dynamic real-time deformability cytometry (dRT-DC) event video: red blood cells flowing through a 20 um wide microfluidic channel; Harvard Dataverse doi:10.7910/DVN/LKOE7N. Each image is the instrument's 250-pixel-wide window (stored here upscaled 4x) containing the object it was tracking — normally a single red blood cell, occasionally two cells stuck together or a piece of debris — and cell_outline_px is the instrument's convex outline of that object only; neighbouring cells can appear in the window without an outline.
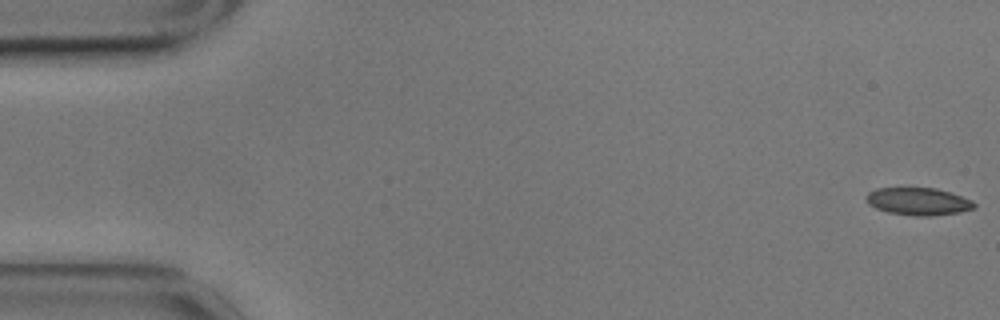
{"species": "common noctule bat (a hibernating species)", "species_latin": "Nyctalus noctula", "temperature_condition": "cold", "stored_images_in_passage": 57, "camera_frame_rate_fps": 3000, "um_per_image_px": 0.085, "animal": {"sex": "male", "body_mass_g": 17.9}, "frame": {"image": 1, "passage_image": 1, "time_ms": 0.0, "image_size_px": [1000, 320], "cell_outline_px": [[976, 208], [960, 212], [932, 216], [916, 216], [888, 212], [876, 208], [868, 204], [868, 192], [876, 188], [936, 188], [972, 200], [976, 204]], "centroid_in_image_um": [78.08, 17.13], "position_along_channel_um": 6.9, "area_um2": 17.17}}
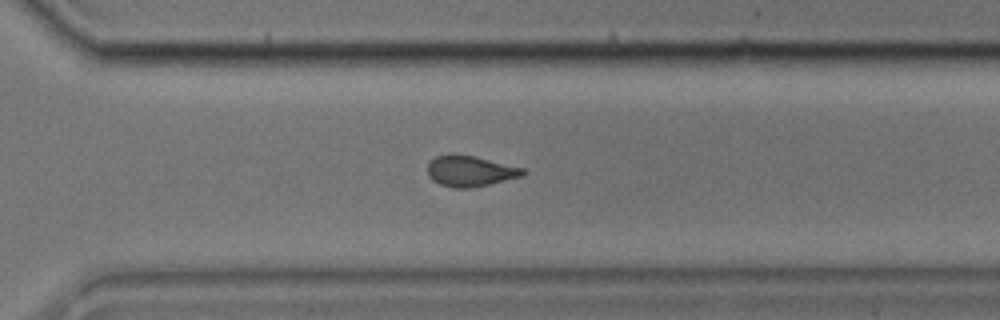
{"frame": {"image": 2, "passage_image": 40, "time_ms": 13.0, "image_size_px": [1000, 320], "cell_outline_px": [[528, 172], [524, 176], [488, 184], [468, 188], [452, 188], [440, 184], [432, 180], [428, 176], [428, 164], [436, 156], [476, 156], [524, 168]], "centroid_in_image_um": [40.02, 14.57], "position_along_channel_um": 330.6, "area_um2": 16.82}}
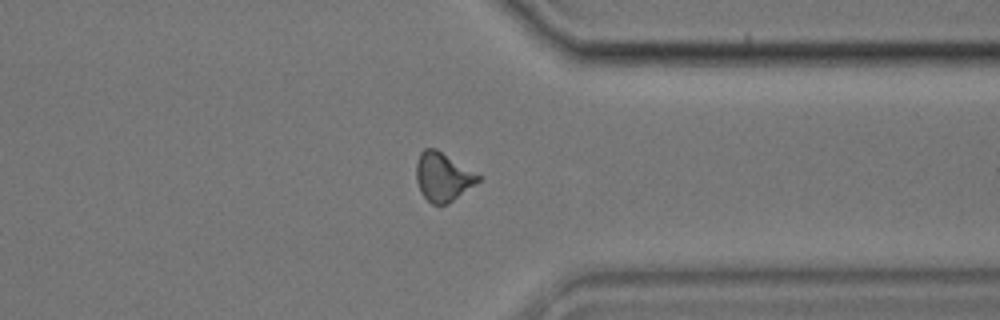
{"frame": {"image": 3, "passage_image": 44, "time_ms": 14.333, "image_size_px": [1000, 320], "cell_outline_px": [[484, 176], [480, 180], [448, 204], [432, 204], [420, 192], [416, 180], [416, 164], [420, 152], [424, 148], [436, 148]], "centroid_in_image_um": [37.66, 15.01], "position_along_channel_um": 373.7, "area_um2": 17.74}, "authors_computed_cell_mechanics": {"area_um2": 17.5712, "velocity_mm_per_s": 3.5041, "shape_relaxation_time_tau1_ms": 6.6098, "shape_relaxation_time_tau2_ms": 1.8671, "deformation_change_tau1": 0.1067, "deformation_change_tau2": 0.0847}}